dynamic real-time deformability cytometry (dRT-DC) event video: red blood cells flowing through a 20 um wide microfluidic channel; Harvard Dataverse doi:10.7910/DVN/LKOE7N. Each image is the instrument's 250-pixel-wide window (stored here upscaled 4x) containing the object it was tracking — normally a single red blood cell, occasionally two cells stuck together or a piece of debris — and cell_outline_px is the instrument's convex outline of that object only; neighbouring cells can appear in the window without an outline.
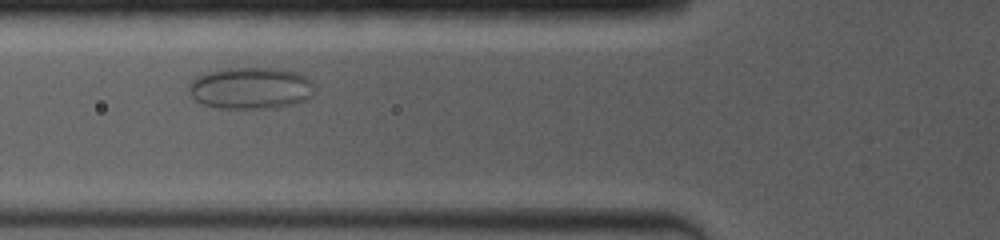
{"species": "common noctule bat (a hibernating species)", "species_latin": "Nyctalus noctula", "temperature_condition": "room temperature", "stored_images_in_passage": 19, "camera_frame_rate_fps": 4000, "um_per_image_px": 0.085, "animal": {"sex": "female", "body_mass_g": 19.0, "forearm_length_mm": 53.3}, "frame": {"image": 1, "passage_image": 11, "time_ms": 2.75, "image_size_px": [1000, 240], "cell_outline_px": [[316, 88], [312, 96], [296, 104], [272, 108], [216, 108], [204, 104], [196, 100], [188, 92], [188, 84], [196, 76], [208, 72], [224, 68], [276, 68], [296, 72], [312, 80]], "centroid_in_image_um": [21.33, 7.49], "position_along_channel_um": 104.5, "area_um2": 30.92}}
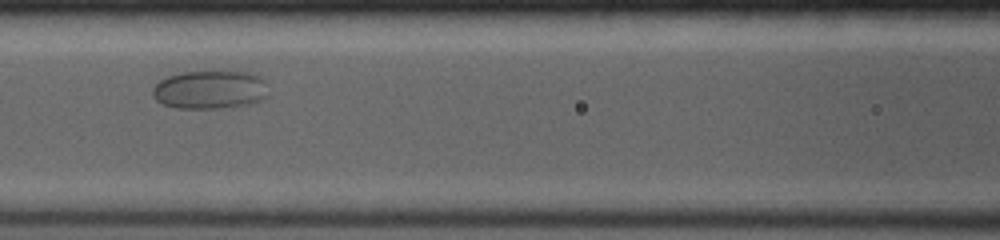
{"frame": {"image": 2, "passage_image": 16, "time_ms": 4.0, "image_size_px": [1000, 240], "cell_outline_px": [[268, 96], [264, 100], [248, 104], [220, 108], [176, 108], [164, 104], [156, 100], [152, 96], [152, 88], [160, 80], [168, 76], [180, 72], [224, 68], [252, 72], [260, 76], [264, 80]], "centroid_in_image_um": [17.88, 7.56], "position_along_channel_um": 148.7, "area_um2": 27.05}}